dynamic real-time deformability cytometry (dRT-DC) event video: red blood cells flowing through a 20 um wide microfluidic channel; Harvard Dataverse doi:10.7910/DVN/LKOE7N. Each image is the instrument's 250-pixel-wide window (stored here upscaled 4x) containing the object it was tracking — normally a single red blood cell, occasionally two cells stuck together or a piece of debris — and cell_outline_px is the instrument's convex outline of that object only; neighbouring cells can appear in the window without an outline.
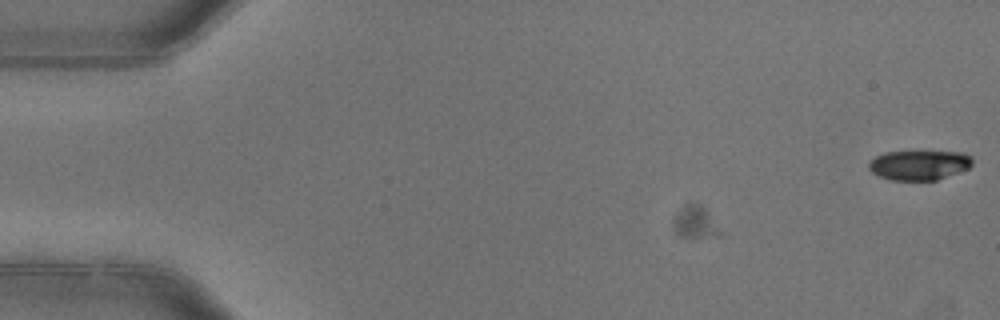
{"species": "common noctule bat (a hibernating species)", "species_latin": "Nyctalus noctula", "temperature_condition": "warm", "stored_images_in_passage": 3, "camera_frame_rate_fps": 3000, "um_per_image_px": 0.085, "animal": {"sex": "female"}, "frame": {"image": 1, "passage_image": 1, "time_ms": 0.0, "image_size_px": [1000, 320], "cell_outline_px": [[972, 164], [968, 168], [936, 180], [892, 180], [880, 176], [872, 172], [868, 168], [868, 164], [876, 156], [884, 152], [964, 152], [972, 156]], "centroid_in_image_um": [78.13, 14.02], "position_along_channel_um": 6.9, "area_um2": 17.74}}